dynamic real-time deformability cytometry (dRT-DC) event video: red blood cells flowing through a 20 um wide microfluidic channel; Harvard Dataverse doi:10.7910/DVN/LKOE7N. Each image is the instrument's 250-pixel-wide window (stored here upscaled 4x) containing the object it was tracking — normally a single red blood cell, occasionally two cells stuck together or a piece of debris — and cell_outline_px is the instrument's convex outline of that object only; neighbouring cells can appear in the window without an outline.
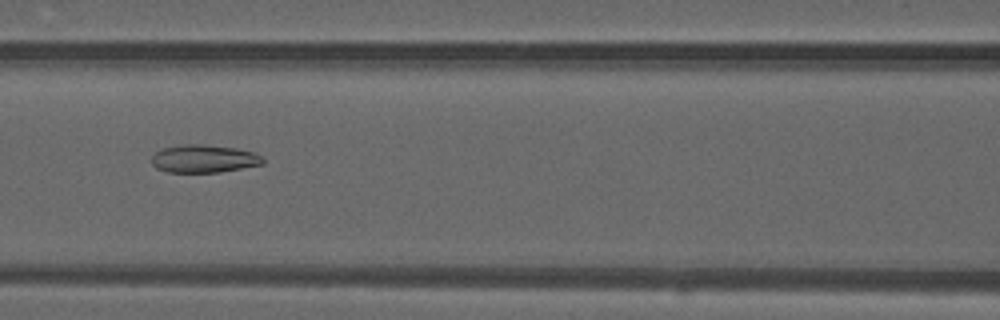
{"species": "common noctule bat (a hibernating species)", "species_latin": "Nyctalus noctula", "temperature_condition": "warm", "stored_images_in_passage": 26, "camera_frame_rate_fps": 3000, "um_per_image_px": 0.085, "animal": {"sex": "male", "forearm_length_mm": 52.5}, "frame": {"image": 1, "passage_image": 6, "time_ms": 1.667, "image_size_px": [1000, 320], "cell_outline_px": [[264, 164], [220, 172], [168, 172], [156, 168], [152, 164], [152, 156], [156, 152], [164, 148], [180, 144], [204, 144], [236, 148], [252, 152], [264, 156]], "centroid_in_image_um": [17.35, 13.49], "position_along_channel_um": 149.3, "area_um2": 18.15}}
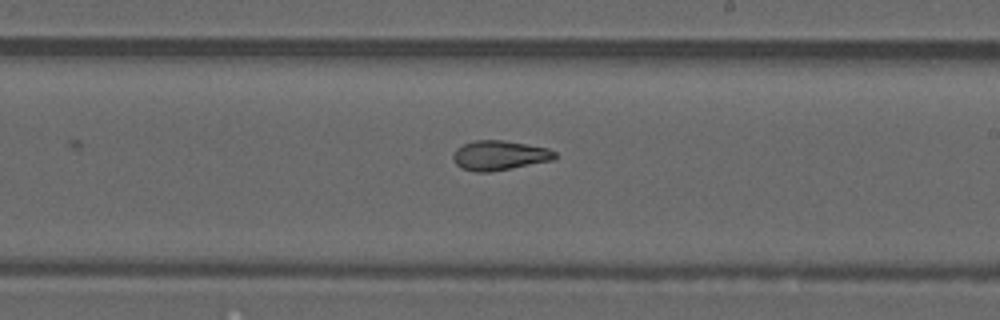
{"frame": {"image": 2, "passage_image": 13, "time_ms": 4.0, "image_size_px": [1000, 320], "cell_outline_px": [[556, 156], [552, 160], [512, 168], [488, 172], [476, 172], [460, 168], [452, 160], [452, 156], [456, 148], [464, 144], [476, 140], [504, 140], [548, 148], [556, 152]], "centroid_in_image_um": [42.42, 13.21], "position_along_channel_um": 246.6, "area_um2": 17.57}}
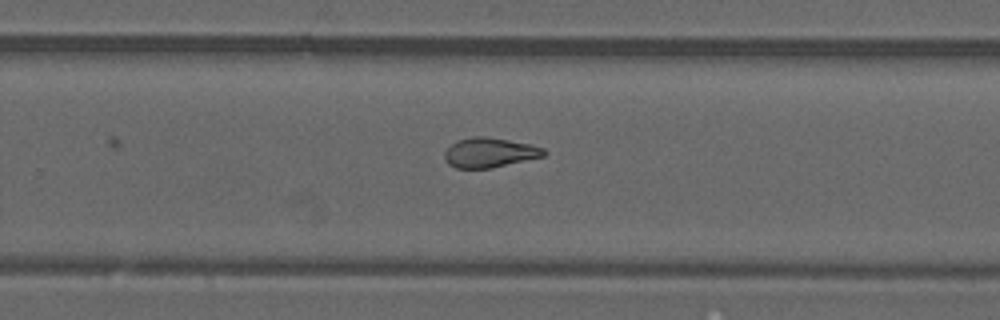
{"frame": {"image": 3, "passage_image": 16, "time_ms": 5.0, "image_size_px": [1000, 320], "cell_outline_px": [[548, 152], [544, 156], [492, 168], [456, 168], [448, 164], [444, 160], [444, 152], [456, 140], [472, 136], [484, 136], [532, 144], [544, 148]], "centroid_in_image_um": [41.61, 12.97], "position_along_channel_um": 288.2, "area_um2": 17.34}}